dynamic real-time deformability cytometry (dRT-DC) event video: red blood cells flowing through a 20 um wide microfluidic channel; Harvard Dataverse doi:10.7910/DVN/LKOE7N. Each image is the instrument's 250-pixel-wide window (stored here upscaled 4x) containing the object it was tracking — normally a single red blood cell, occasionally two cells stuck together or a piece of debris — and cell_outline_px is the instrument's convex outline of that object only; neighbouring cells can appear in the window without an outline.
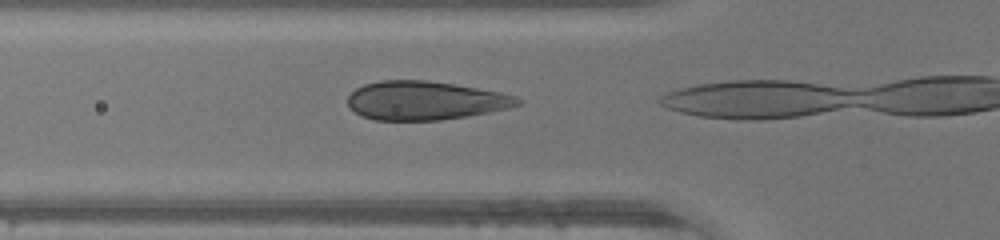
{"species": "human", "species_latin": "Homo sapiens", "temperature_condition": "warm", "stored_images_in_passage": 12, "camera_frame_rate_fps": 3000, "um_per_image_px": 0.085, "donor": {"sex": "male"}, "frame": {"image": 1, "passage_image": 11, "time_ms": 3.333, "image_size_px": [1000, 240], "cell_outline_px": [[524, 100], [520, 104], [508, 108], [468, 116], [440, 120], [372, 120], [348, 108], [348, 96], [356, 88], [364, 84], [380, 80], [424, 80], [452, 84], [500, 92], [516, 96]], "centroid_in_image_um": [36.12, 8.55], "position_along_channel_um": 89.7, "area_um2": 38.26}}